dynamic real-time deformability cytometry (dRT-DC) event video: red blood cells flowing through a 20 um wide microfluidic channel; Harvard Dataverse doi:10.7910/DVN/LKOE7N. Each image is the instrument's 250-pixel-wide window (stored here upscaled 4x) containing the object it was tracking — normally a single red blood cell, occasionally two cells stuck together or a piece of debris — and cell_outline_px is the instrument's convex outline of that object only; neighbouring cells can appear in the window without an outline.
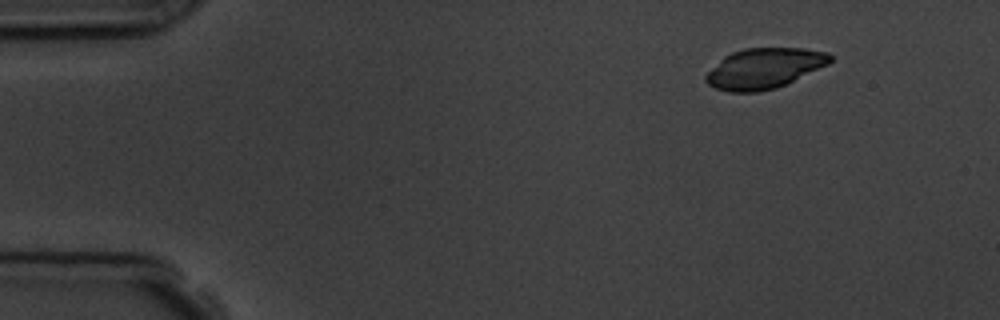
{"species": "common noctule bat (a hibernating species)", "species_latin": "Nyctalus noctula", "temperature_condition": "room temperature", "stored_images_in_passage": 3, "camera_frame_rate_fps": 3000, "um_per_image_px": 0.085, "animal": {"sex": "male", "body_mass_g": 19.5, "forearm_length_mm": 54.6}, "frame": {"image": 1, "passage_image": 1, "time_ms": 0.0, "image_size_px": [1000, 320], "cell_outline_px": [[832, 60], [828, 64], [776, 88], [756, 92], [728, 92], [716, 88], [708, 84], [704, 80], [704, 76], [724, 56], [732, 52], [744, 48], [804, 48], [828, 52], [832, 56]], "centroid_in_image_um": [64.94, 5.8], "position_along_channel_um": 20.1, "area_um2": 29.07}}